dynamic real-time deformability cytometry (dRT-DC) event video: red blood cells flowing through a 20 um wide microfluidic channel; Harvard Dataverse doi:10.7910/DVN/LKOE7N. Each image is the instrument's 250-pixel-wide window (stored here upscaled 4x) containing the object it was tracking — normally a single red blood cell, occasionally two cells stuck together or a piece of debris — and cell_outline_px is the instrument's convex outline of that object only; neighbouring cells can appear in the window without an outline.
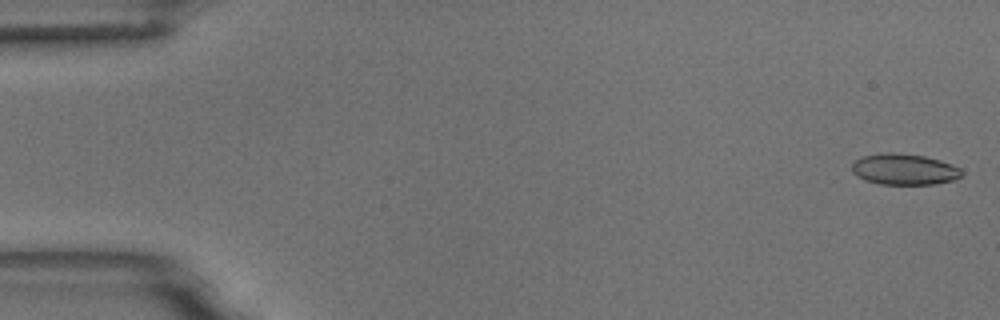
{"species": "common noctule bat (a hibernating species)", "species_latin": "Nyctalus noctula", "temperature_condition": "room temperature", "stored_images_in_passage": 56, "camera_frame_rate_fps": 3000, "um_per_image_px": 0.085, "animal": {"sex": "male", "body_mass_g": 18.8}, "frame": {"image": 1, "passage_image": 2, "time_ms": 0.333, "image_size_px": [1000, 320], "cell_outline_px": [[964, 172], [956, 180], [936, 184], [880, 184], [864, 180], [856, 176], [852, 172], [852, 164], [856, 160], [864, 156], [888, 152], [924, 156], [940, 160], [960, 168]], "centroid_in_image_um": [76.87, 14.41], "position_along_channel_um": 8.1, "area_um2": 19.83}}
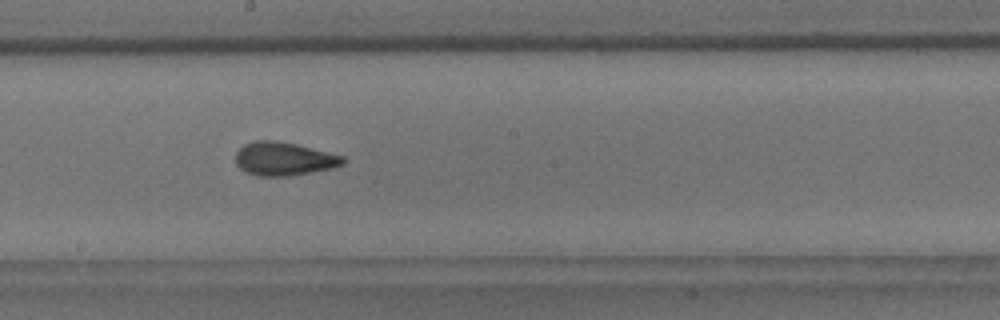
{"frame": {"image": 2, "passage_image": 31, "time_ms": 10.0, "image_size_px": [1000, 320], "cell_outline_px": [[344, 164], [332, 168], [288, 176], [256, 176], [240, 168], [236, 164], [236, 152], [244, 144], [256, 140], [276, 140], [296, 144], [344, 156]], "centroid_in_image_um": [24.12, 13.49], "position_along_channel_um": 224.1, "area_um2": 20.81}}
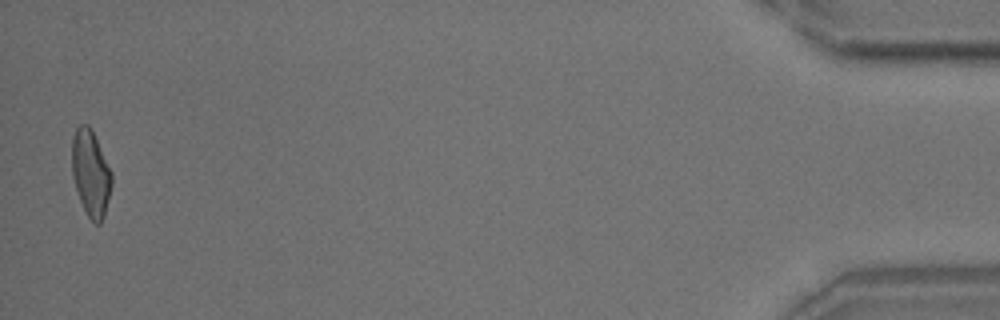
{"frame": {"image": 3, "passage_image": 55, "time_ms": 18.0, "image_size_px": [1000, 320], "cell_outline_px": [[112, 184], [104, 216], [100, 224], [96, 224], [88, 216], [80, 200], [72, 176], [72, 136], [76, 128], [80, 124], [88, 124], [92, 128], [112, 172]], "centroid_in_image_um": [7.71, 14.68], "position_along_channel_um": 427.5, "area_um2": 20.06}, "authors_computed_cell_mechanics": {"area_um2": 20.1722, "velocity_mm_per_s": 3.6792, "shape_relaxation_time_tau1_ms": 7.7697, "shape_relaxation_time_tau2_ms": 1.9775, "deformation_change_tau1": 0.191, "deformation_change_tau2": 0.0937}}